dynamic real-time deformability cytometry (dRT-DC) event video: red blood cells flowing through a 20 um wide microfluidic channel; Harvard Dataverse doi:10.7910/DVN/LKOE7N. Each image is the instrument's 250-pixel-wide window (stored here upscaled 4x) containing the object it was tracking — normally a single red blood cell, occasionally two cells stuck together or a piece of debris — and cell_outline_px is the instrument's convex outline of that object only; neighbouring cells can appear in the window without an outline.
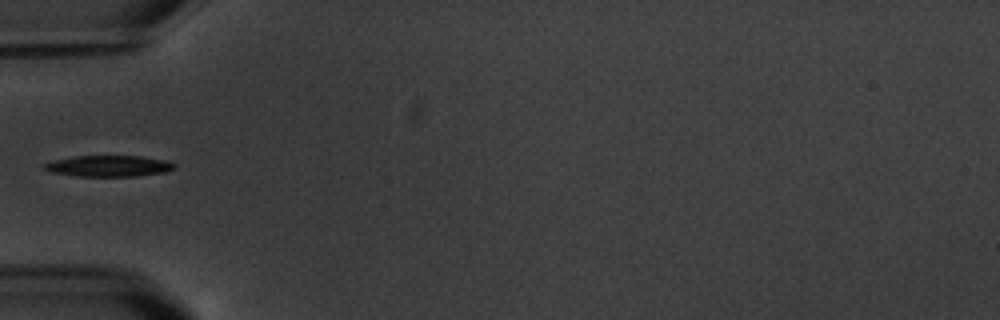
{"species": "common noctule bat (a hibernating species)", "species_latin": "Nyctalus noctula", "temperature_condition": "warm", "stored_images_in_passage": 7, "segment_of_instrument_passage": [2, 2], "camera_frame_rate_fps": 3000, "um_per_image_px": 0.085, "animal": {"sex": "male", "body_mass_g": 20.1, "forearm_length_mm": 53.5}, "frame": {"image": 1, "passage_image": 7, "time_ms": 6.667, "image_size_px": [1000, 320], "cell_outline_px": [[176, 168], [168, 172], [136, 176], [76, 176], [52, 172], [44, 168], [44, 164], [52, 160], [76, 156], [140, 156], [168, 160], [176, 164]], "centroid_in_image_um": [9.31, 14.11], "position_along_channel_um": 75.7, "area_um2": 16.13}}